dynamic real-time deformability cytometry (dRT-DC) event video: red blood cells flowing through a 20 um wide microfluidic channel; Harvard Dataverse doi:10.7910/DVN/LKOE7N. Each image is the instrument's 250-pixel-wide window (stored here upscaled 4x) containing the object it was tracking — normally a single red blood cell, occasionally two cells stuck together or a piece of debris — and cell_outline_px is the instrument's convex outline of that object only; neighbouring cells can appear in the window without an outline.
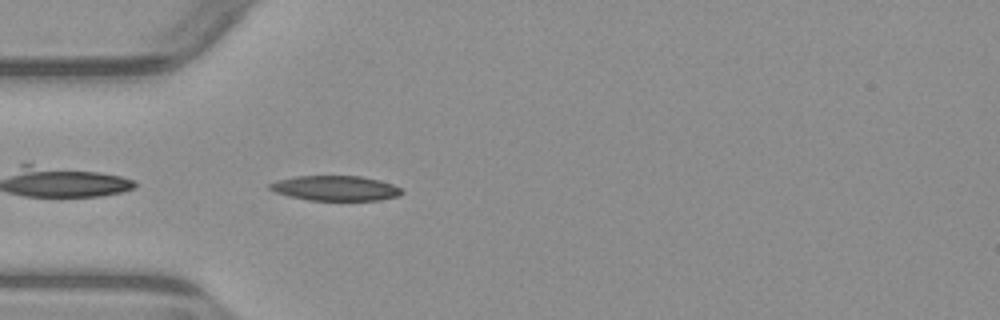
{"species": "common noctule bat (a hibernating species)", "species_latin": "Nyctalus noctula", "temperature_condition": "warm", "stored_images_in_passage": 3, "camera_frame_rate_fps": 3000, "um_per_image_px": 0.085, "animal": {"sex": "male", "body_mass_g": 23.1, "forearm_length_mm": 52.7}, "frame": {"image": 1, "passage_image": 3, "time_ms": 2.333, "image_size_px": [1000, 320], "cell_outline_px": [[404, 192], [400, 196], [380, 200], [308, 200], [288, 196], [276, 192], [268, 188], [268, 184], [276, 180], [296, 176], [360, 176], [380, 180], [392, 184], [400, 188]], "centroid_in_image_um": [28.51, 16.0], "position_along_channel_um": 56.5, "area_um2": 19.31}}